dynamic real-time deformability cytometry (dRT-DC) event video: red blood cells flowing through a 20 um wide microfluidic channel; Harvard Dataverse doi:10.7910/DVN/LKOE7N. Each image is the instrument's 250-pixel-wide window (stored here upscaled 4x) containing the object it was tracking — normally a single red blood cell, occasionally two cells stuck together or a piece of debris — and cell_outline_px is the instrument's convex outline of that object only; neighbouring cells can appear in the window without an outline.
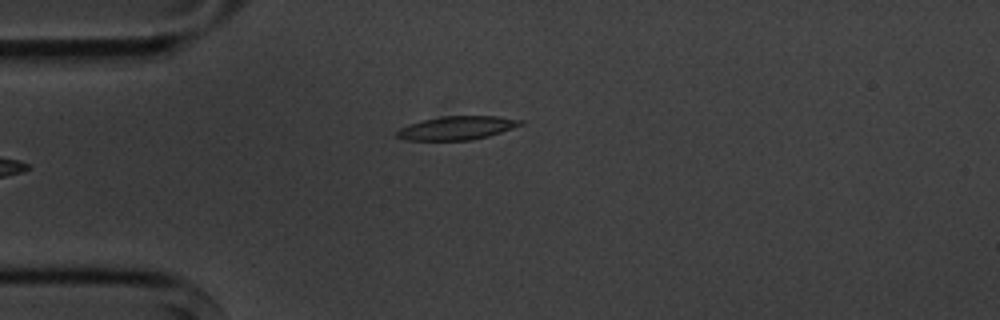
{"species": "common noctule bat (a hibernating species)", "species_latin": "Nyctalus noctula", "temperature_condition": "cold", "stored_images_in_passage": 5, "camera_frame_rate_fps": 3000, "um_per_image_px": 0.085, "animal": {"sex": "male", "body_mass_g": 20.1, "forearm_length_mm": 53.5}, "frame": {"image": 1, "passage_image": 5, "time_ms": 5.333, "image_size_px": [1000, 320], "cell_outline_px": [[524, 124], [488, 136], [472, 140], [404, 140], [396, 136], [396, 132], [400, 128], [408, 124], [420, 120], [444, 116], [496, 116], [524, 120]], "centroid_in_image_um": [38.82, 10.87], "position_along_channel_um": 46.2, "area_um2": 16.99}}